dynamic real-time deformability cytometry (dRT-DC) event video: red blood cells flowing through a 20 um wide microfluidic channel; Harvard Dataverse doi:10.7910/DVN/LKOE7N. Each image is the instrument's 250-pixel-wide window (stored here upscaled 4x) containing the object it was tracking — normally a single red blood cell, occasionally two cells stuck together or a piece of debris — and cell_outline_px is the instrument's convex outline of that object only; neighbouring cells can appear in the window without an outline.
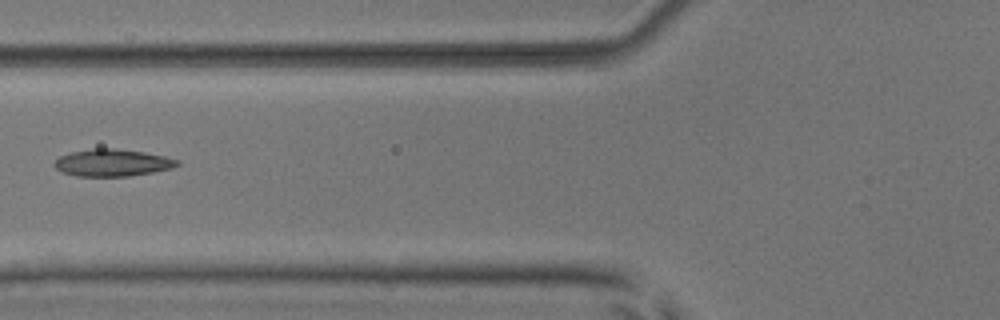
{"species": "common noctule bat (a hibernating species)", "species_latin": "Nyctalus noctula", "temperature_condition": "room temperature", "stored_images_in_passage": 6, "camera_frame_rate_fps": 3000, "um_per_image_px": 0.085, "animal": {"sex": "male", "body_mass_g": 17.9, "forearm_length_mm": 54.2}, "frame": {"image": 1, "passage_image": 6, "time_ms": 5.667, "image_size_px": [1000, 320], "cell_outline_px": [[180, 164], [172, 168], [152, 172], [128, 176], [76, 176], [60, 172], [52, 164], [60, 156], [72, 152], [92, 148], [116, 148], [144, 152], [164, 156], [180, 160]], "centroid_in_image_um": [9.54, 13.83], "position_along_channel_um": 116.3, "area_um2": 19.48}}